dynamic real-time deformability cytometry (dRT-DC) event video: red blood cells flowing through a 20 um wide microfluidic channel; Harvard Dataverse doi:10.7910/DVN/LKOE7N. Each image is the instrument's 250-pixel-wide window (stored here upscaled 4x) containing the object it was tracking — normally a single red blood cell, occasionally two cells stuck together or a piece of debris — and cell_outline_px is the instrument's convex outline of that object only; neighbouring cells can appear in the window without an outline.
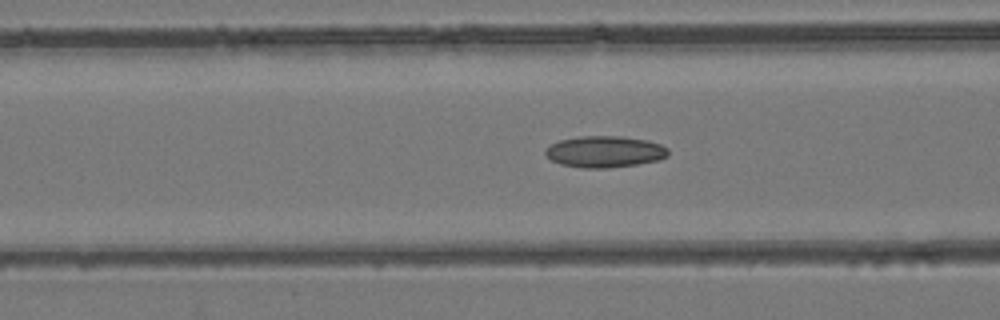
{"species": "common noctule bat (a hibernating species)", "species_latin": "Nyctalus noctula", "temperature_condition": "room temperature", "stored_images_in_passage": 49, "camera_frame_rate_fps": 3000, "um_per_image_px": 0.085, "animal": {"sex": "female", "body_mass_g": 24.6, "forearm_length_mm": 56.2}, "frame": {"image": 1, "passage_image": 20, "time_ms": 6.333, "image_size_px": [1000, 320], "cell_outline_px": [[668, 156], [660, 160], [636, 164], [608, 168], [584, 168], [560, 164], [552, 160], [544, 152], [552, 144], [560, 140], [580, 136], [620, 136], [648, 140], [660, 144], [668, 148]], "centroid_in_image_um": [51.44, 12.89], "position_along_channel_um": 115.2, "area_um2": 22.43}}
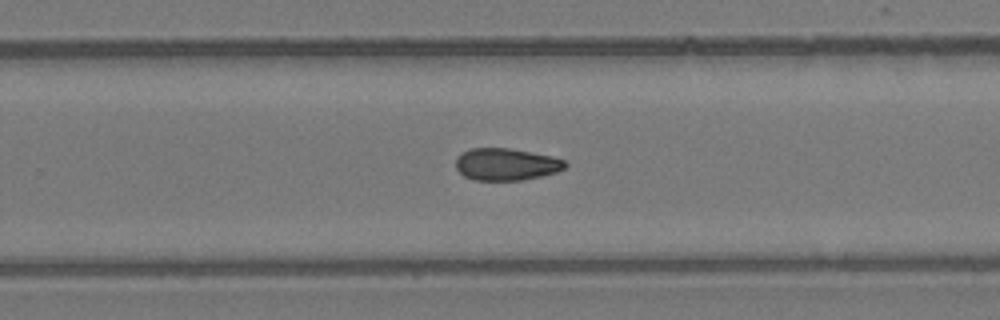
{"frame": {"image": 2, "passage_image": 32, "time_ms": 10.333, "image_size_px": [1000, 320], "cell_outline_px": [[568, 164], [564, 168], [556, 172], [540, 176], [520, 180], [472, 180], [464, 176], [456, 168], [456, 156], [460, 152], [472, 148], [508, 148], [552, 156], [564, 160]], "centroid_in_image_um": [42.99, 13.96], "position_along_channel_um": 286.8, "area_um2": 20.46}}
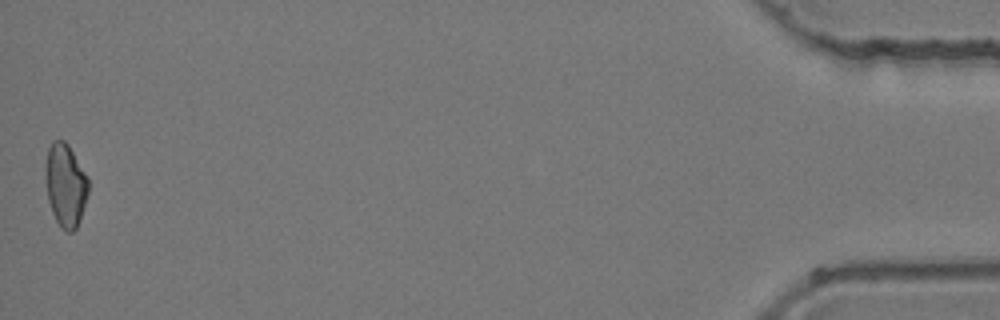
{"frame": {"image": 3, "passage_image": 49, "time_ms": 16.0, "image_size_px": [1000, 320], "cell_outline_px": [[88, 192], [76, 228], [72, 232], [68, 232], [56, 220], [52, 212], [48, 200], [44, 168], [48, 148], [52, 140], [64, 140], [68, 144], [88, 176]], "centroid_in_image_um": [5.55, 15.67], "position_along_channel_um": 429.7, "area_um2": 20.58}}